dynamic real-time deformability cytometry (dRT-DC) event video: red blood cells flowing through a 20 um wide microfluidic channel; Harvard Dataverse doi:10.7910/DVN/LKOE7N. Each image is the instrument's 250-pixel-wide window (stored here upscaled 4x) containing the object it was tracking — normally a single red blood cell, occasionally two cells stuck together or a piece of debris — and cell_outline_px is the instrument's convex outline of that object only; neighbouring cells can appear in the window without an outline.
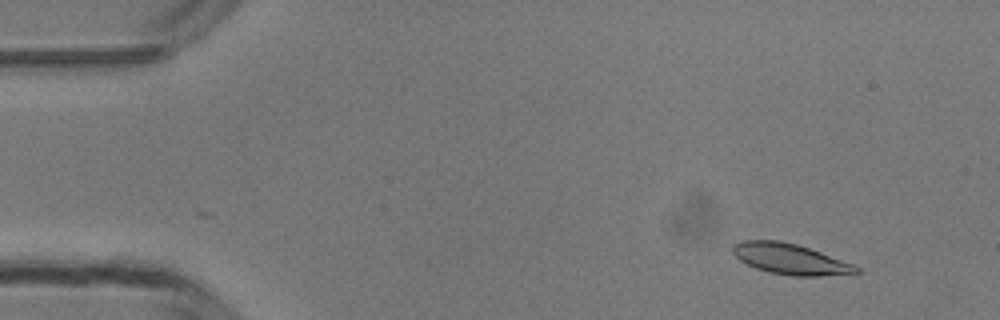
{"species": "common noctule bat (a hibernating species)", "species_latin": "Nyctalus noctula", "temperature_condition": "room temperature", "stored_images_in_passage": 47, "segment_of_instrument_passage": [1, 2], "camera_frame_rate_fps": 3000, "um_per_image_px": 0.085, "animal": {"sex": "male", "body_mass_g": 13.3}, "frame": {"image": 1, "passage_image": 2, "time_ms": 0.333, "image_size_px": [1000, 320], "cell_outline_px": [[860, 272], [820, 276], [792, 276], [768, 272], [756, 268], [740, 260], [732, 252], [732, 244], [744, 240], [780, 240], [796, 244], [820, 252], [852, 264], [860, 268]], "centroid_in_image_um": [67.12, 22.01], "position_along_channel_um": 17.9, "area_um2": 21.85}}
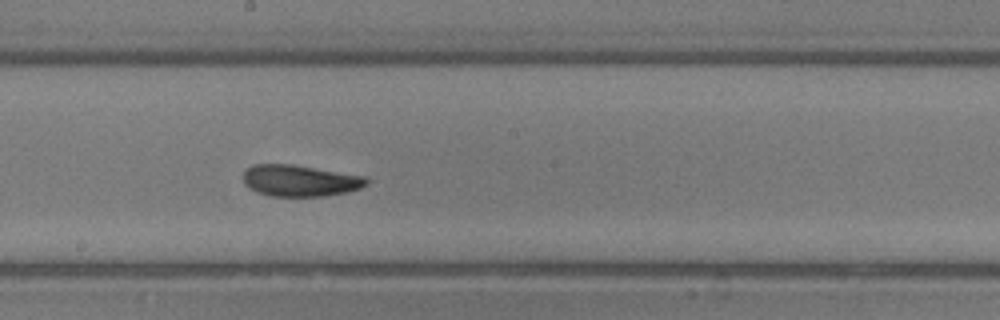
{"frame": {"image": 2, "passage_image": 24, "time_ms": 7.667, "image_size_px": [1000, 320], "cell_outline_px": [[368, 184], [360, 188], [348, 192], [324, 196], [272, 196], [256, 192], [248, 188], [244, 184], [244, 172], [252, 164], [292, 164], [368, 176]], "centroid_in_image_um": [25.52, 15.35], "position_along_channel_um": 222.7, "area_um2": 22.83}}
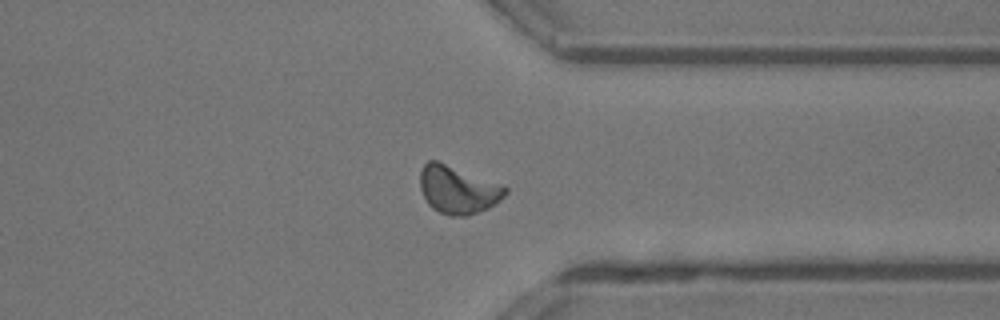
{"frame": {"image": 3, "passage_image": 35, "time_ms": 11.333, "image_size_px": [1000, 320], "cell_outline_px": [[508, 192], [500, 200], [488, 208], [468, 216], [448, 216], [432, 208], [428, 204], [420, 188], [420, 172], [424, 164], [428, 160], [436, 160], [504, 184], [508, 188]], "centroid_in_image_um": [38.94, 16.12], "position_along_channel_um": 372.5, "area_um2": 23.99}}